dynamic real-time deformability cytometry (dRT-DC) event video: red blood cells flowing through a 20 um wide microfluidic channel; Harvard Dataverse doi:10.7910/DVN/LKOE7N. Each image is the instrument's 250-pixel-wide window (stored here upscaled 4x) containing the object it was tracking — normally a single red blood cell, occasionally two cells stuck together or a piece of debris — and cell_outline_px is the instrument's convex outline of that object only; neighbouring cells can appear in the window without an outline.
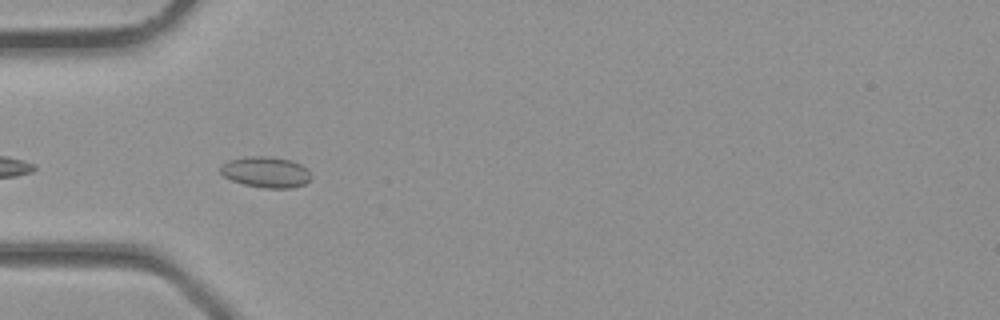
{"species": "common noctule bat (a hibernating species)", "species_latin": "Nyctalus noctula", "temperature_condition": "room temperature", "stored_images_in_passage": 2, "camera_frame_rate_fps": 3000, "um_per_image_px": 0.085, "animal": {"sex": "male", "body_mass_g": 23.1, "forearm_length_mm": 52.7}, "frame": {"image": 1, "passage_image": 2, "time_ms": 0.333, "image_size_px": [1000, 320], "cell_outline_px": [[312, 176], [304, 184], [292, 188], [264, 188], [244, 184], [232, 180], [224, 176], [220, 172], [220, 164], [228, 160], [248, 156], [272, 156], [292, 160], [308, 168]], "centroid_in_image_um": [22.6, 14.61], "position_along_channel_um": 62.4, "area_um2": 16.53}}